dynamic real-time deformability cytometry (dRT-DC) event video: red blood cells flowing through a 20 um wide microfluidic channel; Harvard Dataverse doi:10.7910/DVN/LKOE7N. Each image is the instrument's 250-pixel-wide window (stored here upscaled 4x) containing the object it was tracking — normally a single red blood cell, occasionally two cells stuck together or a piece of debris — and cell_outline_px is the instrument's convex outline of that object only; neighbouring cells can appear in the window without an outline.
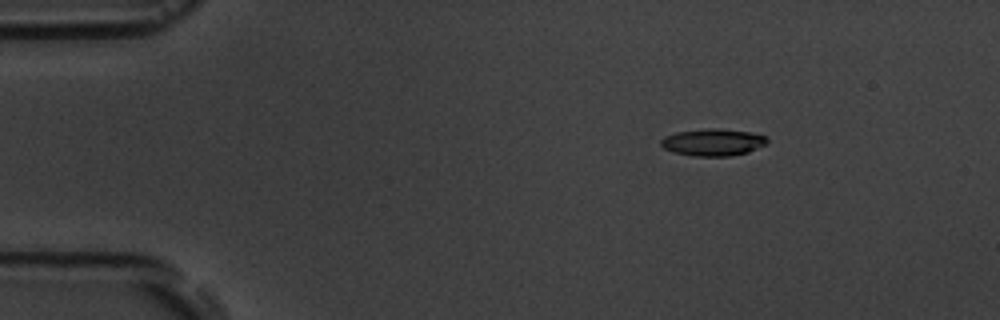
{"species": "common noctule bat (a hibernating species)", "species_latin": "Nyctalus noctula", "temperature_condition": "room temperature", "stored_images_in_passage": 6, "camera_frame_rate_fps": 3000, "um_per_image_px": 0.085, "animal": {"sex": "male", "body_mass_g": 19.5, "forearm_length_mm": 54.6}, "frame": {"image": 1, "passage_image": 3, "time_ms": 2.333, "image_size_px": [1000, 320], "cell_outline_px": [[768, 144], [748, 152], [728, 156], [692, 156], [672, 152], [664, 148], [660, 144], [660, 140], [664, 136], [676, 132], [704, 128], [720, 128], [752, 132], [764, 136], [768, 140]], "centroid_in_image_um": [60.59, 12.08], "position_along_channel_um": 24.4, "area_um2": 16.99}}
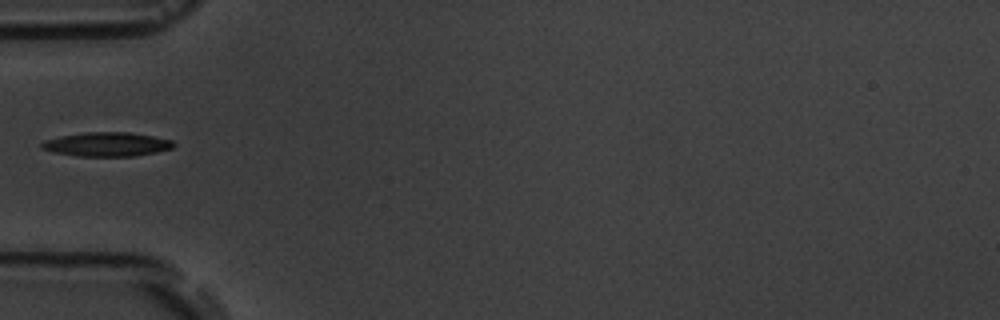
{"frame": {"image": 2, "passage_image": 6, "time_ms": 5.667, "image_size_px": [1000, 320], "cell_outline_px": [[176, 144], [172, 148], [156, 152], [136, 156], [76, 156], [52, 152], [40, 148], [40, 144], [44, 140], [60, 136], [84, 132], [128, 132], [152, 136], [172, 140]], "centroid_in_image_um": [9.05, 12.27], "position_along_channel_um": 75.9, "area_um2": 18.61}}